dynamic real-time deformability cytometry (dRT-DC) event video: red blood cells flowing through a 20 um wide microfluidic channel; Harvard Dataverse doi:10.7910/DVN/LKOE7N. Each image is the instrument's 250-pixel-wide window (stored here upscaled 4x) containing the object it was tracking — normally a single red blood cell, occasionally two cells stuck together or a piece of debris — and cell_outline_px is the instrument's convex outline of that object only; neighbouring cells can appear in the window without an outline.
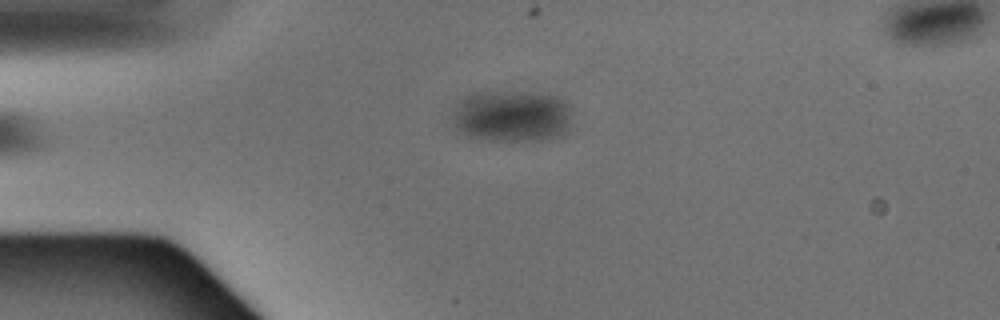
{"species": "Egyptian fruit bat (a non-hibernating species)", "species_latin": "Rousettus aegyptiacus", "temperature_condition": "warm", "stored_images_in_passage": 5, "camera_frame_rate_fps": 3000, "um_per_image_px": 0.085, "animal": {"sex": "male"}, "frame": {"image": 1, "passage_image": 5, "time_ms": 1.333, "image_size_px": [1000, 320], "cell_outline_px": [[572, 124], [568, 132], [564, 136], [540, 140], [488, 140], [468, 136], [452, 128], [448, 124], [448, 116], [456, 100], [472, 92], [532, 92], [556, 96], [564, 100], [572, 108]], "centroid_in_image_um": [43.44, 9.87], "position_along_channel_um": 41.6, "area_um2": 37.74}}